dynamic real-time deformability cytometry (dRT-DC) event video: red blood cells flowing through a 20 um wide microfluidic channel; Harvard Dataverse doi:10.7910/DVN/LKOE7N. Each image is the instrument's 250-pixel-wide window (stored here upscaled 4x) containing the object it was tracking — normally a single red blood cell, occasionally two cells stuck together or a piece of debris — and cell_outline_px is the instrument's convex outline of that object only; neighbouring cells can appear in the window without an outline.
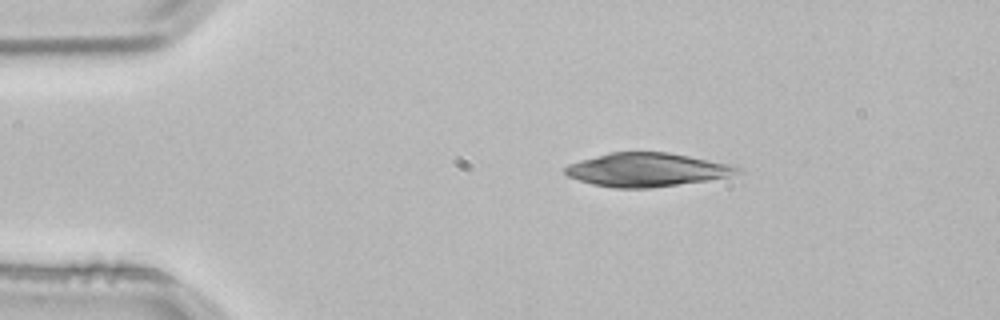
{"species": "common noctule bat (a hibernating species)", "species_latin": "Nyctalus noctula", "temperature_condition": "room temperature", "stored_images_in_passage": 2, "camera_frame_rate_fps": 3000, "um_per_image_px": 0.085, "animal": {"sex": "male", "body_mass_g": 21.5, "forearm_length_mm": 52.0}, "frame": {"image": 1, "passage_image": 1, "time_ms": 0.0, "image_size_px": [1000, 320], "cell_outline_px": [[744, 168], [740, 172], [728, 176], [708, 180], [652, 188], [612, 188], [592, 184], [568, 176], [564, 172], [564, 168], [568, 164], [580, 160], [608, 152], [668, 152], [736, 164]], "centroid_in_image_um": [55.03, 14.42], "position_along_channel_um": 30.0, "area_um2": 34.1}}